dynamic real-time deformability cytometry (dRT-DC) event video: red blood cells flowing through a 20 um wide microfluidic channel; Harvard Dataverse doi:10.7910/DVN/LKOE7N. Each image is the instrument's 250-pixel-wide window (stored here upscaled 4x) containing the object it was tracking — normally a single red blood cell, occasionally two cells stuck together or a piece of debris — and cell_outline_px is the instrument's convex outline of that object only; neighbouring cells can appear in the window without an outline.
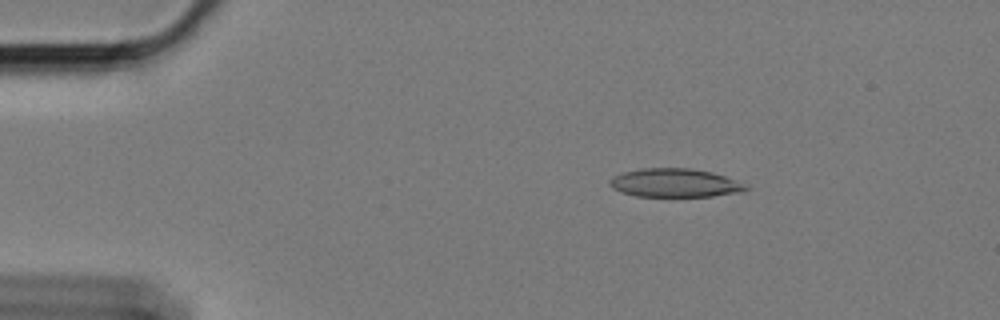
{"species": "Egyptian fruit bat (a non-hibernating species)", "species_latin": "Rousettus aegyptiacus", "temperature_condition": "cold", "stored_images_in_passage": 56, "camera_frame_rate_fps": 3000, "um_per_image_px": 0.085, "animal": {"sex": "female"}, "frame": {"image": 1, "passage_image": 7, "time_ms": 2.0, "image_size_px": [1000, 320], "cell_outline_px": [[752, 188], [712, 196], [636, 196], [612, 188], [608, 184], [608, 180], [612, 176], [624, 172], [644, 168], [692, 168], [712, 172], [748, 184]], "centroid_in_image_um": [57.34, 15.53], "position_along_channel_um": 27.7, "area_um2": 22.48}}
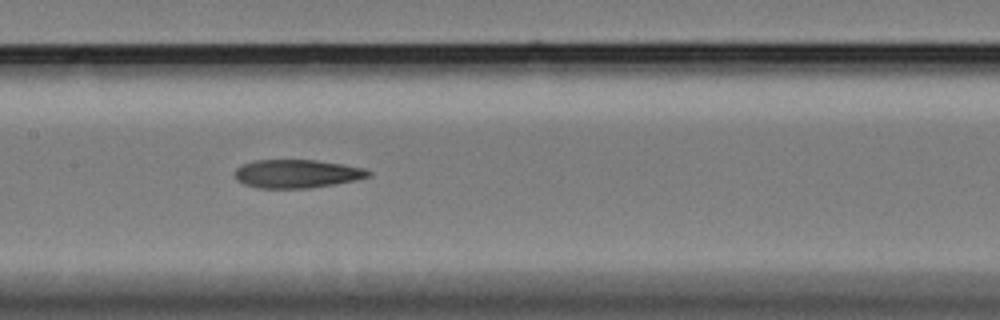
{"frame": {"image": 2, "passage_image": 26, "time_ms": 8.333, "image_size_px": [1000, 320], "cell_outline_px": [[372, 172], [368, 176], [356, 180], [308, 188], [256, 188], [244, 184], [236, 180], [236, 168], [240, 164], [256, 160], [316, 160], [344, 164], [364, 168]], "centroid_in_image_um": [25.21, 14.76], "position_along_channel_um": 182.2, "area_um2": 22.08}}
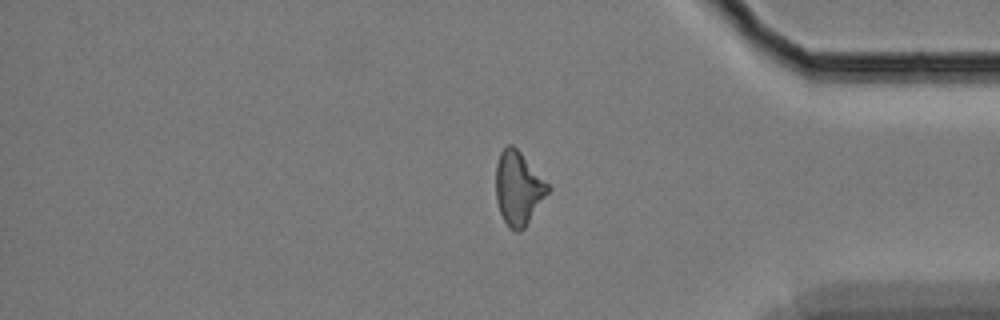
{"frame": {"image": 3, "passage_image": 46, "time_ms": 15.0, "image_size_px": [1000, 320], "cell_outline_px": [[552, 188], [524, 228], [520, 232], [516, 232], [508, 228], [500, 212], [496, 200], [496, 164], [500, 152], [508, 144], [512, 144], [520, 152]], "centroid_in_image_um": [44.05, 16.02], "position_along_channel_um": 391.2, "area_um2": 22.25}, "authors_computed_cell_mechanics": {"area_um2": 22.253, "velocity_mm_per_s": 3.4183, "shape_relaxation_time_tau1_ms": null, "shape_relaxation_time_tau2_ms": 8.3648, "deformation_change_tau1": null, "deformation_change_tau2": 0.2041}}